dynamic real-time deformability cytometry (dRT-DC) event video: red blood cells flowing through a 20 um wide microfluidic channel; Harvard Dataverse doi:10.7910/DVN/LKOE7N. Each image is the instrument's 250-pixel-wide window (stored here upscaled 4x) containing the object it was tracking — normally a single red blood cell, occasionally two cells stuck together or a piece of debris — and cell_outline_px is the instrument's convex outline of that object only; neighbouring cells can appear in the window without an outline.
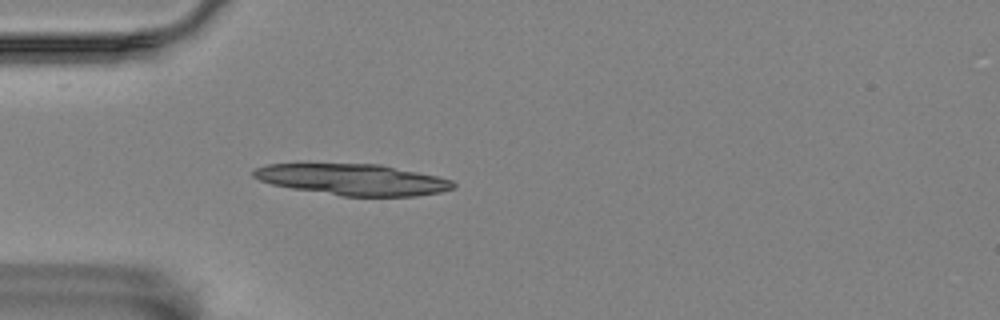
{"species": "Egyptian fruit bat (a non-hibernating species)", "species_latin": "Rousettus aegyptiacus", "temperature_condition": "room temperature", "stored_images_in_passage": 4, "camera_frame_rate_fps": 3000, "um_per_image_px": 0.085, "animal": {"sex": "female"}, "frame": {"image": 1, "passage_image": 4, "time_ms": 4.333, "image_size_px": [1000, 320], "cell_outline_px": [[456, 188], [440, 192], [416, 196], [340, 196], [292, 188], [272, 184], [260, 180], [252, 176], [252, 172], [256, 168], [268, 164], [380, 164], [436, 176], [452, 180], [456, 184]], "centroid_in_image_um": [30.01, 15.27], "position_along_channel_um": 55.0, "area_um2": 36.13}}